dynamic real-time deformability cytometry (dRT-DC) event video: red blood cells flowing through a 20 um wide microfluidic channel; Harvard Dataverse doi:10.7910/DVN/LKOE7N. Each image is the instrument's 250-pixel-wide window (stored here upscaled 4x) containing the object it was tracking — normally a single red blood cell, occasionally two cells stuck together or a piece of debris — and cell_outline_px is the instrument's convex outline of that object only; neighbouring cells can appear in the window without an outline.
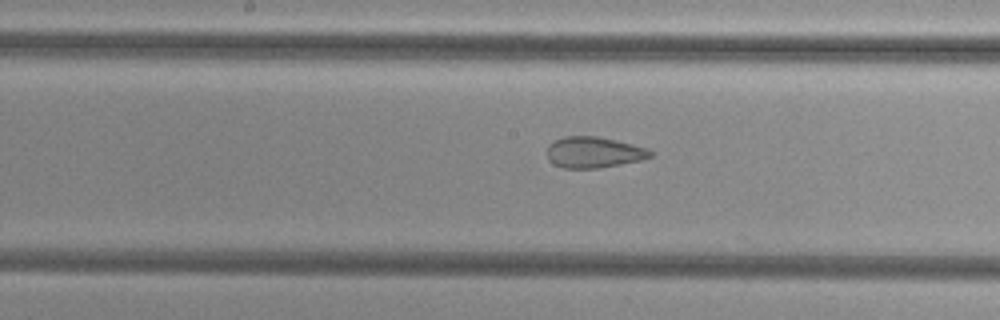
{"species": "common noctule bat (a hibernating species)", "species_latin": "Nyctalus noctula", "temperature_condition": "cold", "stored_images_in_passage": 30, "camera_frame_rate_fps": 3000, "um_per_image_px": 0.085, "animal": {"sex": "female", "body_mass_g": 29.2, "forearm_length_mm": 56.3}, "frame": {"image": 1, "passage_image": 29, "time_ms": 9.333, "image_size_px": [1000, 320], "cell_outline_px": [[652, 156], [640, 160], [620, 164], [596, 168], [564, 168], [552, 164], [548, 160], [548, 144], [564, 136], [596, 136], [632, 144], [648, 148], [652, 152]], "centroid_in_image_um": [50.44, 12.95], "position_along_channel_um": 197.8, "area_um2": 18.55}}